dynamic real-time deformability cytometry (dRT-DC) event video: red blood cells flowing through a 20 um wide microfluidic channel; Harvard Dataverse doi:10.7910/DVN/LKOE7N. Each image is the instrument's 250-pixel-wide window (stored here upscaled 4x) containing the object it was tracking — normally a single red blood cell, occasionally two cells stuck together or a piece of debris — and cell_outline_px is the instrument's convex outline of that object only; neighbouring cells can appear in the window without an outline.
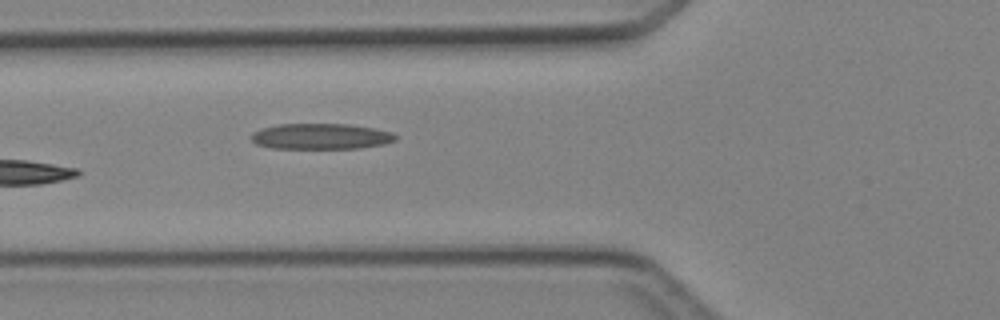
{"species": "Egyptian fruit bat (a non-hibernating species)", "species_latin": "Rousettus aegyptiacus", "temperature_condition": "cold", "stored_images_in_passage": 4, "camera_frame_rate_fps": 3000, "um_per_image_px": 0.085, "animal": {"sex": "female"}, "frame": {"image": 1, "passage_image": 4, "time_ms": 3.667, "image_size_px": [1000, 320], "cell_outline_px": [[396, 140], [384, 144], [360, 148], [272, 148], [256, 144], [248, 136], [252, 132], [260, 128], [280, 124], [348, 124], [376, 128], [392, 132], [396, 136]], "centroid_in_image_um": [27.25, 11.58], "position_along_channel_um": 98.5, "area_um2": 21.79}}